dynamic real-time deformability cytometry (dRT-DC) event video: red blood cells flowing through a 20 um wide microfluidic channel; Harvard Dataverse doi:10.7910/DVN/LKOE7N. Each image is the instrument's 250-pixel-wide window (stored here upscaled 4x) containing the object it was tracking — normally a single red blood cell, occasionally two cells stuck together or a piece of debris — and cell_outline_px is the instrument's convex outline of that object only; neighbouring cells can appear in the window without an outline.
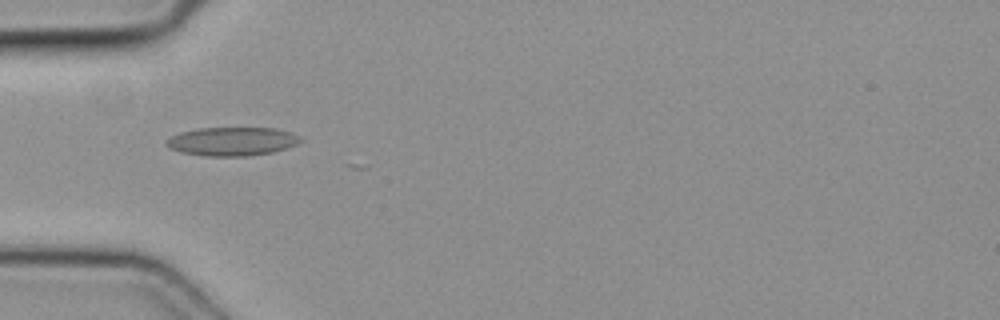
{"species": "common noctule bat (a hibernating species)", "species_latin": "Nyctalus noctula", "temperature_condition": "cold", "stored_images_in_passage": 5, "camera_frame_rate_fps": 3000, "um_per_image_px": 0.085, "animal": {"sex": "female", "body_mass_g": 19.3, "forearm_length_mm": 54.1}, "frame": {"image": 1, "passage_image": 4, "time_ms": 1.0, "image_size_px": [1000, 320], "cell_outline_px": [[304, 140], [296, 144], [272, 152], [244, 156], [208, 156], [180, 152], [164, 144], [172, 136], [180, 132], [200, 128], [272, 128], [292, 132], [300, 136]], "centroid_in_image_um": [19.75, 12.01], "position_along_channel_um": 65.3, "area_um2": 22.14}}